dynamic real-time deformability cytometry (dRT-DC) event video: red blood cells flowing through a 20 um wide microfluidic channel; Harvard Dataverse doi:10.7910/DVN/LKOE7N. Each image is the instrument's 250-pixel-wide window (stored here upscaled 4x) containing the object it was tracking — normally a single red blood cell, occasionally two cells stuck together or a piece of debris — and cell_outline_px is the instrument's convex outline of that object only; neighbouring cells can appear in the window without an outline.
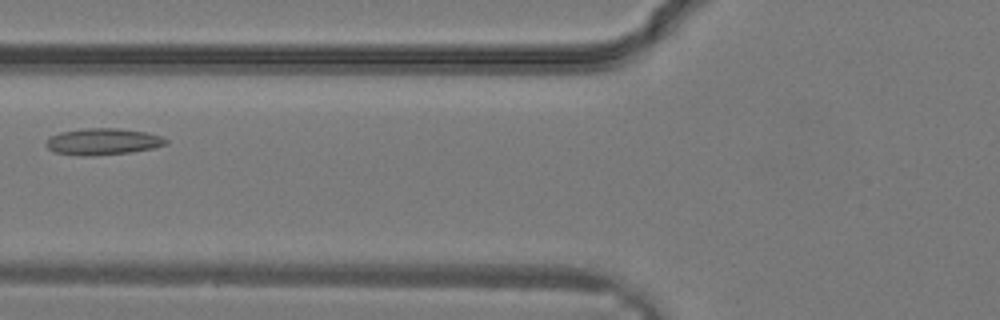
{"species": "common noctule bat (a hibernating species)", "species_latin": "Nyctalus noctula", "temperature_condition": "warm", "stored_images_in_passage": 22, "camera_frame_rate_fps": 3000, "um_per_image_px": 0.085, "animal": {"sex": "male", "body_mass_g": 19.2, "forearm_length_mm": 51.8}, "frame": {"image": 1, "passage_image": 3, "time_ms": 0.667, "image_size_px": [1000, 320], "cell_outline_px": [[168, 144], [152, 148], [128, 152], [92, 156], [80, 156], [56, 152], [48, 148], [44, 144], [52, 136], [60, 132], [84, 128], [116, 128], [148, 132], [160, 136], [168, 140]], "centroid_in_image_um": [8.75, 12.03], "position_along_channel_um": 117.1, "area_um2": 18.44}}
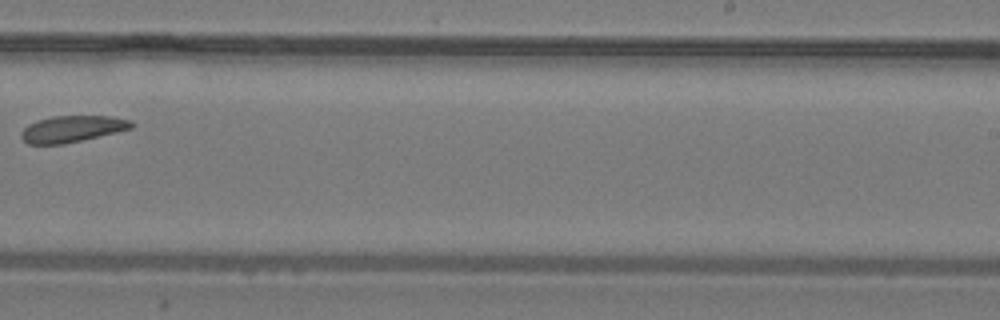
{"frame": {"image": 2, "passage_image": 11, "time_ms": 3.333, "image_size_px": [1000, 320], "cell_outline_px": [[136, 124], [132, 128], [116, 132], [64, 144], [28, 144], [20, 136], [20, 132], [28, 124], [36, 120], [52, 116], [112, 116], [128, 120]], "centroid_in_image_um": [6.11, 10.95], "position_along_channel_um": 282.9, "area_um2": 16.99}}
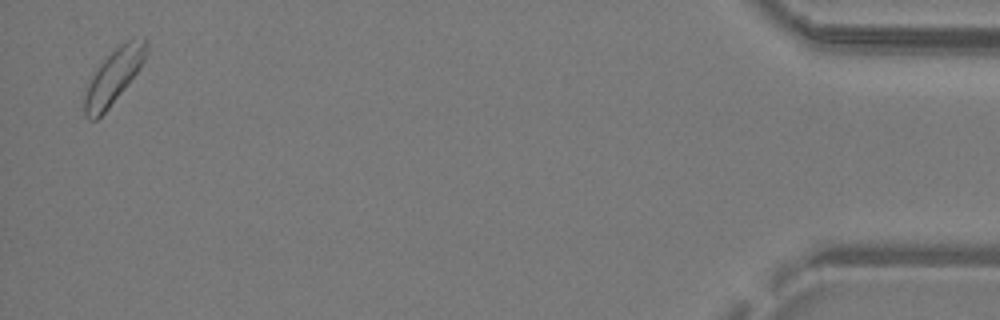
{"frame": {"image": 3, "passage_image": 22, "time_ms": 7.0, "image_size_px": [1000, 320], "cell_outline_px": [[148, 44], [144, 60], [140, 68], [108, 108], [96, 120], [88, 120], [84, 116], [84, 92], [96, 68], [120, 44], [128, 40], [144, 36], [148, 40]], "centroid_in_image_um": [9.65, 6.49], "position_along_channel_um": 425.6, "area_um2": 19.36}}